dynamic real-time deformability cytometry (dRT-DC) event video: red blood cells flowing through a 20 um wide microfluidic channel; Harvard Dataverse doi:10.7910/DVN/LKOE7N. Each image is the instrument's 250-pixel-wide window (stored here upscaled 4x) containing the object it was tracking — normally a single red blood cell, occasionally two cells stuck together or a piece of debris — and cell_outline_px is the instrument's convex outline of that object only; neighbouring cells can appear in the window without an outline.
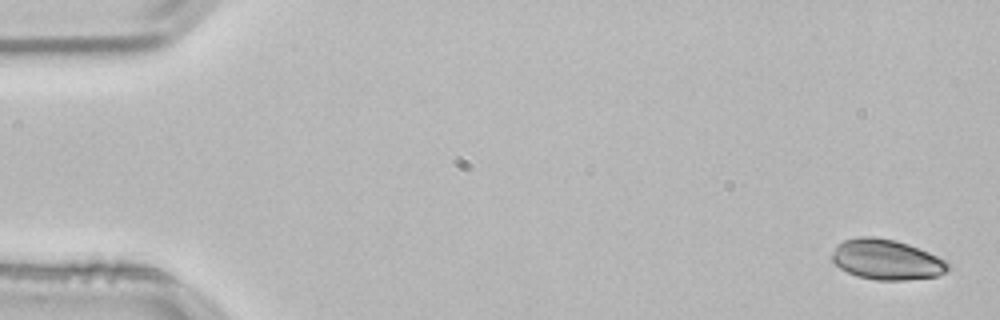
{"species": "common noctule bat (a hibernating species)", "species_latin": "Nyctalus noctula", "temperature_condition": "room temperature", "stored_images_in_passage": 53, "camera_frame_rate_fps": 3000, "um_per_image_px": 0.085, "animal": {"sex": "male", "body_mass_g": 21.5, "forearm_length_mm": 52.0}, "frame": {"image": 1, "passage_image": 1, "time_ms": 0.0, "image_size_px": [1000, 320], "cell_outline_px": [[952, 268], [936, 276], [904, 280], [876, 280], [860, 276], [848, 272], [840, 268], [832, 260], [832, 252], [836, 244], [844, 240], [860, 236], [876, 236], [896, 240], [908, 244], [928, 252], [944, 260]], "centroid_in_image_um": [75.33, 22.05], "position_along_channel_um": 9.7, "area_um2": 27.11}}
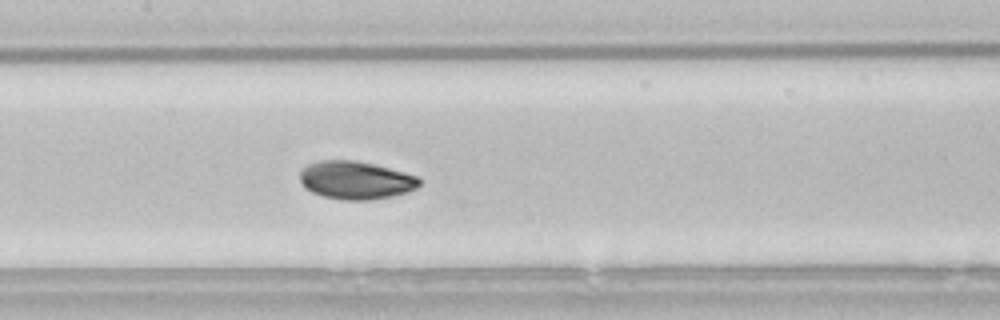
{"frame": {"image": 2, "passage_image": 25, "time_ms": 8.0, "image_size_px": [1000, 320], "cell_outline_px": [[420, 184], [416, 188], [408, 192], [392, 196], [372, 200], [344, 200], [324, 196], [312, 192], [304, 188], [300, 180], [300, 168], [308, 164], [320, 160], [356, 160], [376, 164], [404, 172], [416, 176], [420, 180]], "centroid_in_image_um": [30.22, 15.31], "position_along_channel_um": 177.2, "area_um2": 26.7}}
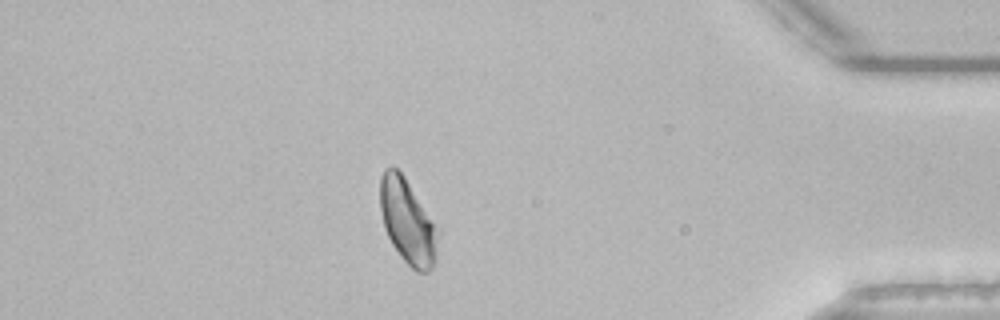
{"frame": {"image": 3, "passage_image": 46, "time_ms": 15.0, "image_size_px": [1000, 320], "cell_outline_px": [[436, 260], [432, 268], [428, 272], [416, 272], [400, 256], [392, 244], [384, 228], [380, 208], [380, 180], [384, 168], [392, 164], [404, 176], [432, 224], [436, 240]], "centroid_in_image_um": [34.56, 18.83], "position_along_channel_um": 400.6, "area_um2": 27.4}, "authors_computed_cell_mechanics": {"area_um2": 27.3394, "velocity_mm_per_s": 3.79, "shape_relaxation_time_tau1_ms": 4.0724, "shape_relaxation_time_tau2_ms": 6.0822, "deformation_change_tau1": 0.1079, "deformation_change_tau2": 0.0749}}